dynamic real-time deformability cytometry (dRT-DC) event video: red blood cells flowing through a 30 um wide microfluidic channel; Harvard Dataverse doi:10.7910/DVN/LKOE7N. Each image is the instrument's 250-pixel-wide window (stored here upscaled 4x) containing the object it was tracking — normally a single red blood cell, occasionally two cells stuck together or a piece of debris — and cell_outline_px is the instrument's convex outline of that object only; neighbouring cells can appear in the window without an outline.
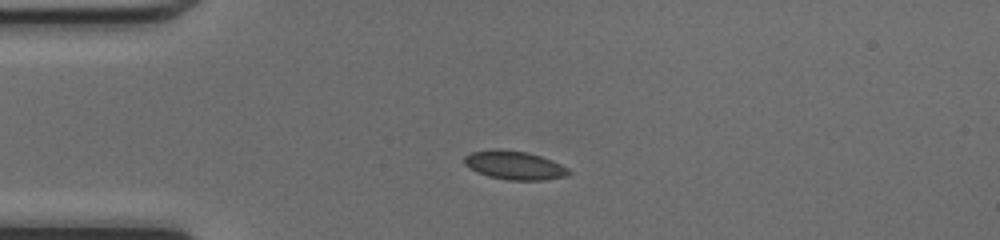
{"species": "common noctule bat (a hibernating species)", "species_latin": "Nyctalus noctula", "temperature_condition": "cold", "stored_images_in_passage": 37, "camera_frame_rate_fps": 3000, "um_per_image_px": 0.085, "animal": {"sex": "female", "body_mass_g": 17.0, "forearm_length_mm": 48.0}, "frame": {"image": 1, "passage_image": 1, "time_ms": 0.0, "image_size_px": [1000, 240], "cell_outline_px": [[572, 172], [568, 176], [544, 180], [508, 180], [488, 176], [476, 172], [464, 164], [464, 156], [472, 152], [492, 148], [500, 148], [528, 152], [552, 160], [568, 168]], "centroid_in_image_um": [43.72, 14.04], "position_along_channel_um": 41.3, "area_um2": 17.69}}
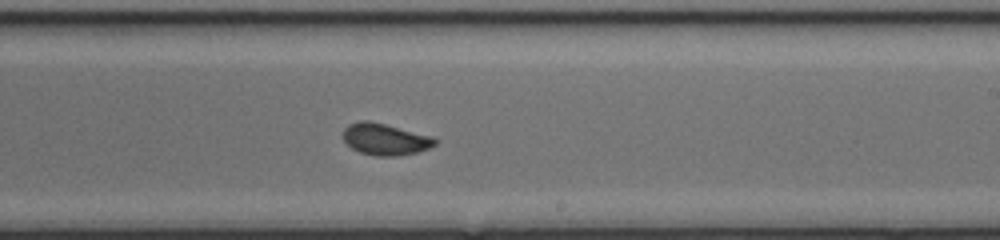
{"frame": {"image": 2, "passage_image": 18, "time_ms": 5.667, "image_size_px": [1000, 240], "cell_outline_px": [[436, 144], [428, 148], [416, 152], [396, 156], [376, 156], [360, 152], [352, 148], [344, 140], [344, 128], [348, 124], [360, 120], [368, 120], [432, 136], [436, 140]], "centroid_in_image_um": [32.72, 11.83], "position_along_channel_um": 256.3, "area_um2": 16.7}}
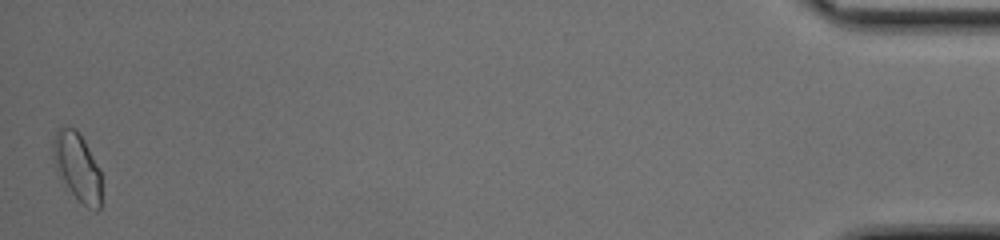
{"frame": {"image": 3, "passage_image": 37, "time_ms": 12.0, "image_size_px": [1000, 240], "cell_outline_px": [[100, 208], [96, 212], [88, 208], [72, 192], [64, 180], [52, 156], [52, 140], [56, 128], [64, 124], [76, 128], [84, 140], [100, 168]], "centroid_in_image_um": [6.57, 14.08], "position_along_channel_um": 428.6, "area_um2": 19.02}, "authors_computed_cell_mechanics": {"area_um2": 16.9354, "velocity_mm_per_s": 4.2527, "shape_relaxation_time_tau1_ms": 9.0202, "shape_relaxation_time_tau2_ms": null, "deformation_change_tau1": 0.1691, "deformation_change_tau2": null}}